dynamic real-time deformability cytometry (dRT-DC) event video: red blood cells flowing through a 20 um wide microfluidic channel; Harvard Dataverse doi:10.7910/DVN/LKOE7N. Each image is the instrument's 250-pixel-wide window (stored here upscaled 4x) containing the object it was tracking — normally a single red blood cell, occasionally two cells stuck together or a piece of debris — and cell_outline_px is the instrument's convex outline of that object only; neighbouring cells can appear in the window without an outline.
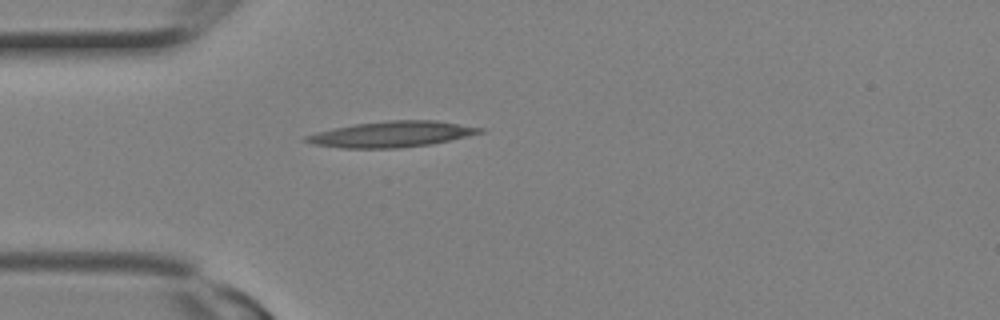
{"species": "Egyptian fruit bat (a non-hibernating species)", "species_latin": "Rousettus aegyptiacus", "temperature_condition": "room temperature", "stored_images_in_passage": 1, "camera_frame_rate_fps": 3000, "um_per_image_px": 0.085, "animal": {"sex": "female"}, "frame": {"image": 1, "passage_image": 1, "time_ms": 0.0, "image_size_px": [1000, 320], "cell_outline_px": [[484, 132], [468, 136], [432, 144], [400, 148], [344, 148], [316, 144], [300, 140], [304, 136], [336, 128], [356, 124], [388, 120], [436, 120], [484, 128]], "centroid_in_image_um": [33.34, 11.41], "position_along_channel_um": 51.7, "area_um2": 25.95}}